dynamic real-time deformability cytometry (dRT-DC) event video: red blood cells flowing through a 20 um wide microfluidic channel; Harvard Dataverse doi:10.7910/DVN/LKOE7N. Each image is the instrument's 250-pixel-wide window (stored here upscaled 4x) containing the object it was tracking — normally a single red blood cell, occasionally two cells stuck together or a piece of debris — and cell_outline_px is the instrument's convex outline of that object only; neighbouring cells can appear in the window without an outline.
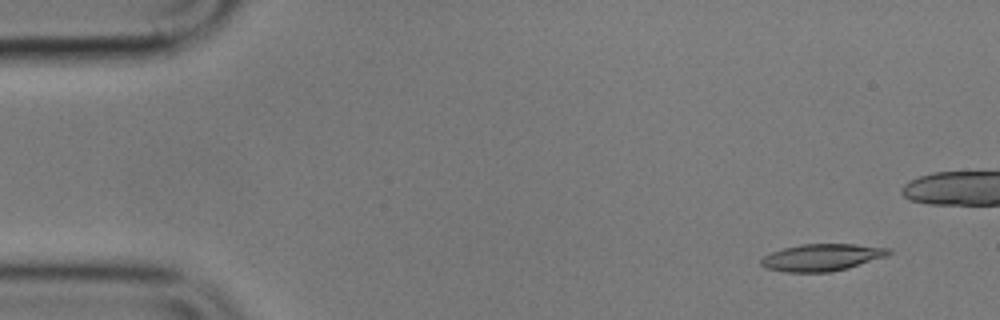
{"species": "common noctule bat (a hibernating species)", "species_latin": "Nyctalus noctula", "temperature_condition": "cold", "stored_images_in_passage": 15, "camera_frame_rate_fps": 3000, "um_per_image_px": 0.085, "animal": {"sex": "male", "body_mass_g": 17.9}, "frame": {"image": 1, "passage_image": 1, "time_ms": 0.0, "image_size_px": [1000, 320], "cell_outline_px": [[892, 252], [888, 256], [848, 268], [832, 272], [784, 272], [764, 268], [760, 264], [760, 260], [764, 256], [772, 252], [784, 248], [800, 244], [856, 244], [892, 248]], "centroid_in_image_um": [69.89, 21.88], "position_along_channel_um": 15.1, "area_um2": 20.35}, "authors_computed_cell_mechanics": {"area_um2": 20.6346, "velocity_mm_per_s": 3.3983, "shape_relaxation_time_tau1_ms": null, "shape_relaxation_time_tau2_ms": 5.2628, "deformation_change_tau1": null, "deformation_change_tau2": 0.132}}